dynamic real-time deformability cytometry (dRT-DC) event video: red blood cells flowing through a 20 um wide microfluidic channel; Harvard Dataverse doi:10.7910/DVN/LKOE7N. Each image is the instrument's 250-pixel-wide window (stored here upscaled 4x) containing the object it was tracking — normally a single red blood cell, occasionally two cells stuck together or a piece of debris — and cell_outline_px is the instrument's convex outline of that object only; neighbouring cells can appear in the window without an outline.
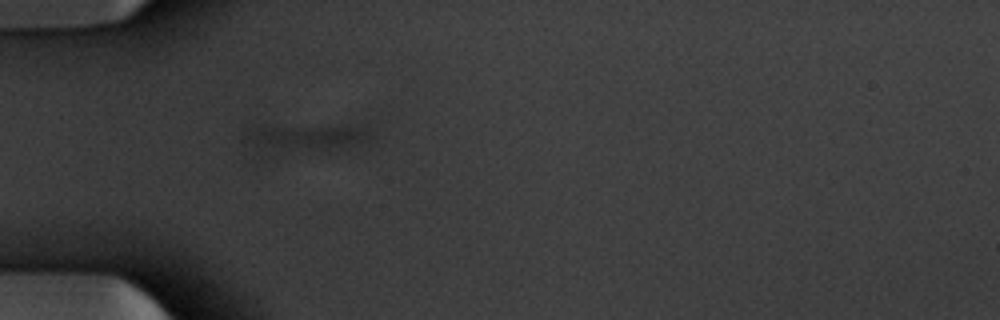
{"species": "common noctule bat (a hibernating species)", "species_latin": "Nyctalus noctula", "temperature_condition": "warm", "stored_images_in_passage": 12, "camera_frame_rate_fps": 3000, "um_per_image_px": 0.085, "animal": {"sex": "male", "body_mass_g": 20.1, "forearm_length_mm": 53.5}, "frame": {"image": 1, "passage_image": 1, "time_ms": 0.0, "image_size_px": [1000, 320], "cell_outline_px": [[376, 136], [368, 140], [348, 144], [324, 148], [268, 156], [252, 156], [244, 140], [244, 128], [252, 124], [348, 124], [364, 128]], "centroid_in_image_um": [25.53, 11.68], "position_along_channel_um": 59.5, "area_um2": 22.6}}
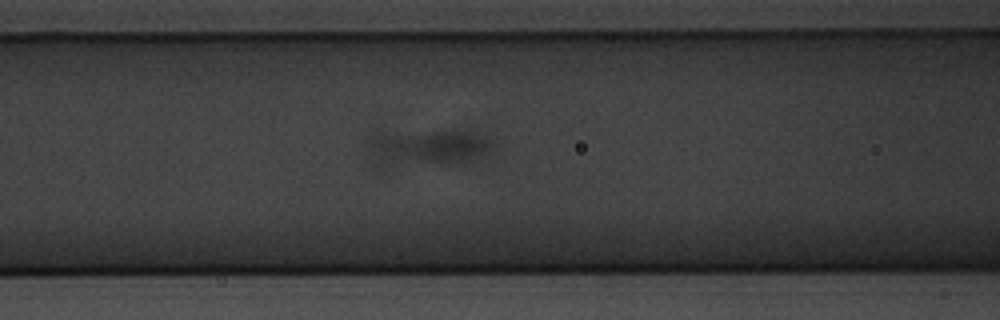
{"frame": {"image": 2, "passage_image": 7, "time_ms": 2.0, "image_size_px": [1000, 320], "cell_outline_px": [[500, 144], [488, 152], [480, 156], [468, 160], [372, 168], [368, 168], [368, 136], [376, 128], [472, 132], [484, 136]], "centroid_in_image_um": [36.04, 12.49], "position_along_channel_um": 130.6, "area_um2": 28.44}}
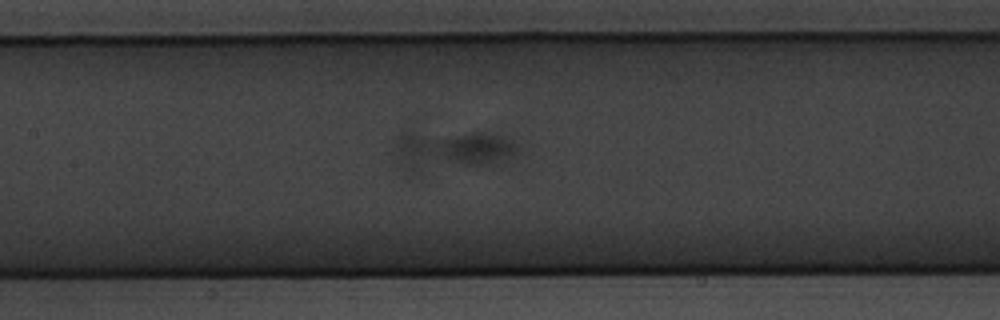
{"frame": {"image": 3, "passage_image": 10, "time_ms": 3.0, "image_size_px": [1000, 320], "cell_outline_px": [[520, 148], [516, 152], [492, 164], [408, 180], [400, 164], [396, 148], [396, 140], [404, 132], [484, 132], [500, 136], [512, 140]], "centroid_in_image_um": [38.22, 12.9], "position_along_channel_um": 169.2, "area_um2": 30.63}}